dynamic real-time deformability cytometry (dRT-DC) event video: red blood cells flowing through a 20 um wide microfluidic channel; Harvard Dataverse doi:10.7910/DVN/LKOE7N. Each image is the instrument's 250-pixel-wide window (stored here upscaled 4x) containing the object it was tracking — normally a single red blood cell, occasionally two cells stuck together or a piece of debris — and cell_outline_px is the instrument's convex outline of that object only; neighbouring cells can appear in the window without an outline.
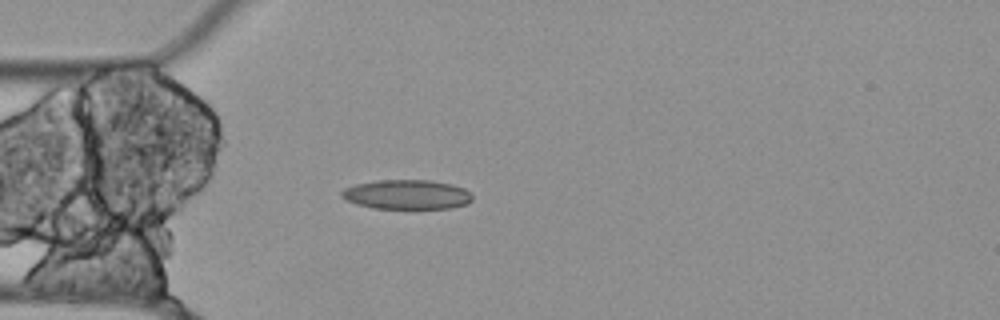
{"species": "Egyptian fruit bat (a non-hibernating species)", "species_latin": "Rousettus aegyptiacus", "temperature_condition": "cold", "stored_images_in_passage": 41, "camera_frame_rate_fps": 3000, "um_per_image_px": 0.085, "animal": {"sex": "female"}, "frame": {"image": 1, "passage_image": 1, "time_ms": 0.0, "image_size_px": [1000, 320], "cell_outline_px": [[472, 200], [468, 204], [452, 208], [372, 208], [356, 204], [344, 200], [340, 196], [340, 192], [344, 188], [356, 184], [380, 180], [428, 180], [452, 184], [464, 188], [472, 196]], "centroid_in_image_um": [34.56, 16.54], "position_along_channel_um": 50.4, "area_um2": 22.54}}
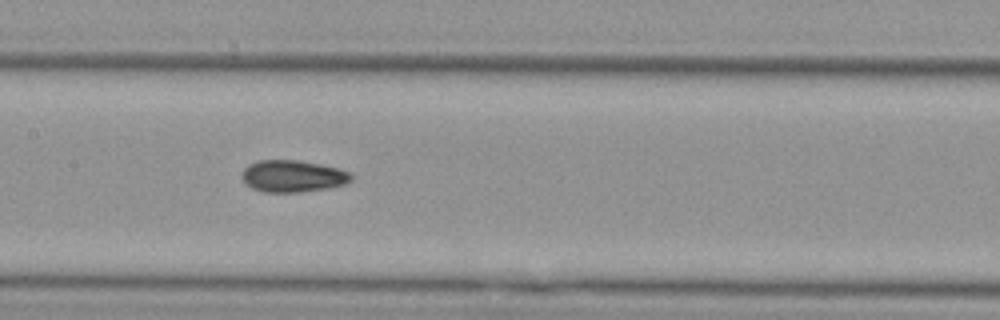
{"frame": {"image": 2, "passage_image": 12, "time_ms": 3.667, "image_size_px": [1000, 320], "cell_outline_px": [[352, 180], [344, 184], [324, 188], [296, 192], [264, 192], [252, 188], [244, 184], [240, 176], [244, 168], [248, 164], [256, 160], [296, 160], [320, 164], [340, 168], [348, 172], [352, 176]], "centroid_in_image_um": [24.82, 14.96], "position_along_channel_um": 182.6, "area_um2": 20.35}}
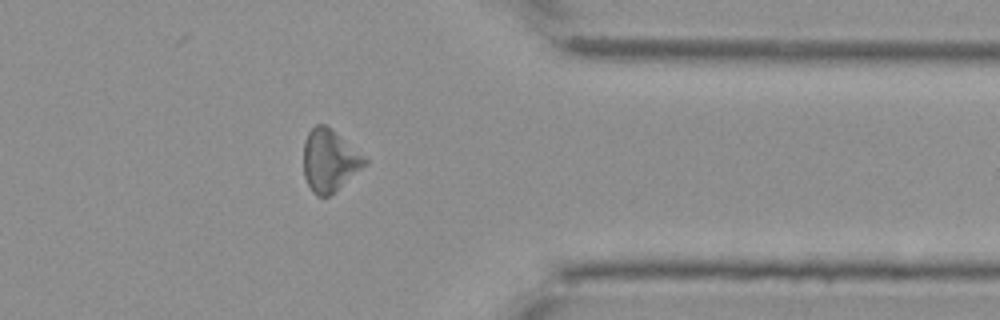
{"frame": {"image": 3, "passage_image": 30, "time_ms": 9.667, "image_size_px": [1000, 320], "cell_outline_px": [[368, 160], [360, 168], [328, 196], [316, 196], [312, 192], [304, 176], [304, 140], [308, 132], [316, 124], [324, 124], [332, 128], [364, 156]], "centroid_in_image_um": [27.96, 13.6], "position_along_channel_um": 383.4, "area_um2": 21.62}, "authors_computed_cell_mechanics": {"area_um2": 21.5594, "velocity_mm_per_s": 3.548, "shape_relaxation_time_tau1_ms": null, "shape_relaxation_time_tau2_ms": 4.1516, "deformation_change_tau1": null, "deformation_change_tau2": 0.1243}}